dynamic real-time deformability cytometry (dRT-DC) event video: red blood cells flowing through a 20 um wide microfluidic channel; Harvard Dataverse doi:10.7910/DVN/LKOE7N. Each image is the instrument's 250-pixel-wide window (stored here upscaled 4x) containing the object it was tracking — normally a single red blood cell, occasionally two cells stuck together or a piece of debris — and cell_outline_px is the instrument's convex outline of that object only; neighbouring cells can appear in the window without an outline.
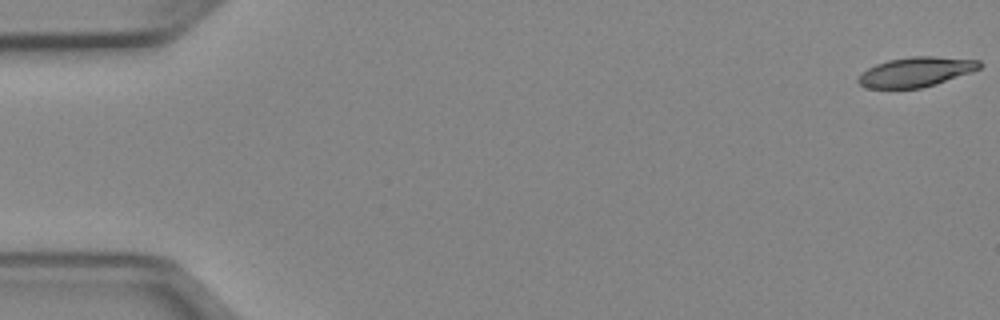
{"species": "Egyptian fruit bat (a non-hibernating species)", "species_latin": "Rousettus aegyptiacus", "temperature_condition": "cold", "stored_images_in_passage": 51, "camera_frame_rate_fps": 3000, "um_per_image_px": 0.085, "animal": {"sex": "female"}, "frame": {"image": 1, "passage_image": 1, "time_ms": 0.0, "image_size_px": [1000, 320], "cell_outline_px": [[984, 64], [980, 68], [972, 72], [936, 84], [920, 88], [868, 88], [860, 84], [856, 80], [860, 72], [876, 64], [888, 60], [912, 56], [932, 56], [980, 60]], "centroid_in_image_um": [77.86, 6.11], "position_along_channel_um": 7.1, "area_um2": 21.1}}
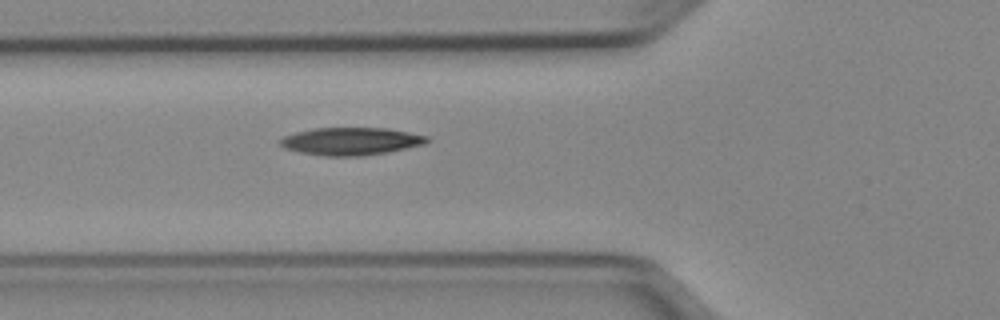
{"frame": {"image": 2, "passage_image": 19, "time_ms": 6.0, "image_size_px": [1000, 320], "cell_outline_px": [[432, 140], [424, 144], [388, 152], [360, 156], [324, 156], [300, 152], [284, 148], [276, 140], [284, 136], [296, 132], [312, 128], [388, 128], [428, 136]], "centroid_in_image_um": [29.82, 12.0], "position_along_channel_um": 96.0, "area_um2": 23.76}}
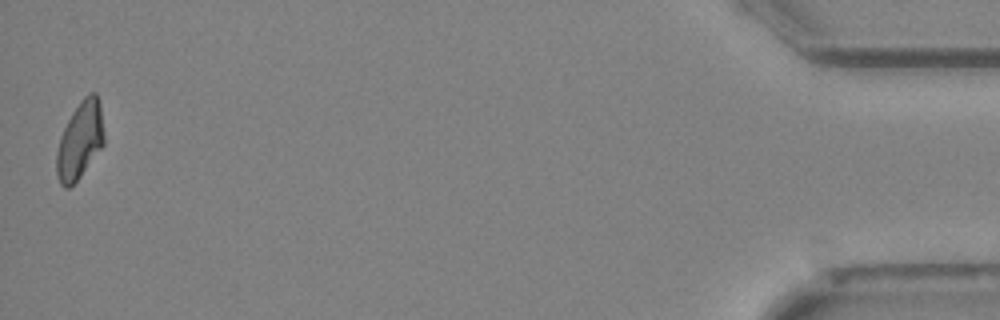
{"frame": {"image": 3, "passage_image": 51, "time_ms": 16.667, "image_size_px": [1000, 320], "cell_outline_px": [[104, 144], [80, 176], [68, 188], [64, 188], [60, 184], [56, 176], [56, 152], [60, 136], [72, 112], [80, 100], [88, 92], [96, 92], [100, 104], [104, 136]], "centroid_in_image_um": [6.78, 11.91], "position_along_channel_um": 428.4, "area_um2": 21.33}, "authors_computed_cell_mechanics": {"area_um2": 22.1952, "velocity_mm_per_s": 3.974, "shape_relaxation_time_tau1_ms": 4.3579, "shape_relaxation_time_tau2_ms": 11.0265, "deformation_change_tau1": 0.1642, "deformation_change_tau2": 0.22}}